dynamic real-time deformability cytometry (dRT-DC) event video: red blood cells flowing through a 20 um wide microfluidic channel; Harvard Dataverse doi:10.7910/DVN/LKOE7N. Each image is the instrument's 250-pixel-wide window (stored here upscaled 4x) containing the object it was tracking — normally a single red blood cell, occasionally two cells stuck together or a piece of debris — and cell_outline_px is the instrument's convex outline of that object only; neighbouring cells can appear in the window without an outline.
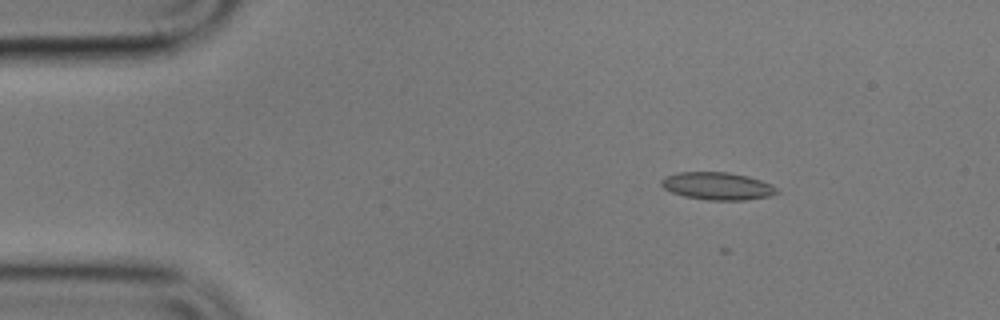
{"species": "common noctule bat (a hibernating species)", "species_latin": "Nyctalus noctula", "temperature_condition": "cold", "stored_images_in_passage": 3, "camera_frame_rate_fps": 3000, "um_per_image_px": 0.085, "animal": {"sex": "male", "body_mass_g": 17.9}, "frame": {"image": 1, "passage_image": 2, "time_ms": 1.0, "image_size_px": [1000, 320], "cell_outline_px": [[780, 192], [772, 196], [744, 200], [708, 200], [684, 196], [672, 192], [664, 188], [660, 184], [660, 180], [664, 176], [680, 172], [728, 172], [748, 176], [772, 184]], "centroid_in_image_um": [60.99, 15.81], "position_along_channel_um": 24.0, "area_um2": 18.67}}